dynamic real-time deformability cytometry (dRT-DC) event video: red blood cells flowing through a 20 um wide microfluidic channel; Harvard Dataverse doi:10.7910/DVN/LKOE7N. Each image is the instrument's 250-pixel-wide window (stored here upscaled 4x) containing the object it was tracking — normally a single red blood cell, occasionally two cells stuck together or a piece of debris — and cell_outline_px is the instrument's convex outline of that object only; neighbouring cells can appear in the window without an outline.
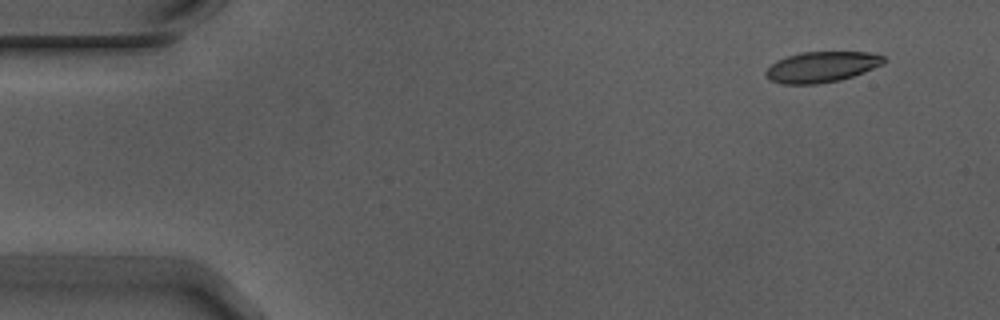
{"species": "Egyptian fruit bat (a non-hibernating species)", "species_latin": "Rousettus aegyptiacus", "temperature_condition": "warm", "stored_images_in_passage": 5, "segment_of_instrument_passage": [2, 2], "camera_frame_rate_fps": 3000, "um_per_image_px": 0.085, "animal": {"sex": "male"}, "frame": {"image": 1, "passage_image": 5, "time_ms": 1.333, "image_size_px": [1000, 320], "cell_outline_px": [[884, 60], [880, 64], [864, 72], [840, 80], [816, 84], [784, 84], [772, 80], [764, 72], [776, 60], [800, 52], [868, 52], [884, 56]], "centroid_in_image_um": [69.81, 5.68], "position_along_channel_um": 15.2, "area_um2": 20.75}}